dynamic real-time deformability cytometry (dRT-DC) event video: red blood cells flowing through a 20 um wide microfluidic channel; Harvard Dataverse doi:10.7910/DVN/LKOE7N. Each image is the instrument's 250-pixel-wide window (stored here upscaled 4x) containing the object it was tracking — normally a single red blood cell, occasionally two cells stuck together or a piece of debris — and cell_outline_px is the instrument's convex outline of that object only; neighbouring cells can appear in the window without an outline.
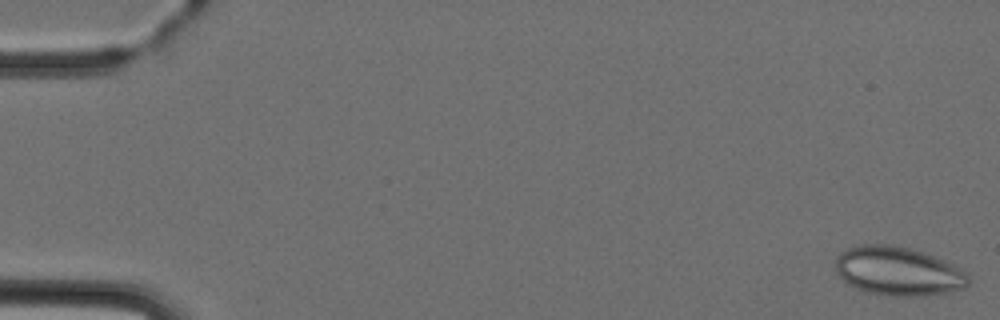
{"species": "Egyptian fruit bat (a non-hibernating species)", "species_latin": "Rousettus aegyptiacus", "temperature_condition": "cold", "stored_images_in_passage": 5, "camera_frame_rate_fps": 3000, "um_per_image_px": 0.085, "animal": {"sex": "female"}, "frame": {"image": 1, "passage_image": 1, "time_ms": 0.0, "image_size_px": [1000, 320], "cell_outline_px": [[968, 284], [964, 288], [948, 292], [928, 296], [884, 296], [868, 292], [856, 288], [848, 284], [836, 272], [836, 256], [840, 252], [856, 244], [892, 244], [924, 252], [944, 260], [968, 272]], "centroid_in_image_um": [76.34, 23.05], "position_along_channel_um": 8.7, "area_um2": 38.21}}